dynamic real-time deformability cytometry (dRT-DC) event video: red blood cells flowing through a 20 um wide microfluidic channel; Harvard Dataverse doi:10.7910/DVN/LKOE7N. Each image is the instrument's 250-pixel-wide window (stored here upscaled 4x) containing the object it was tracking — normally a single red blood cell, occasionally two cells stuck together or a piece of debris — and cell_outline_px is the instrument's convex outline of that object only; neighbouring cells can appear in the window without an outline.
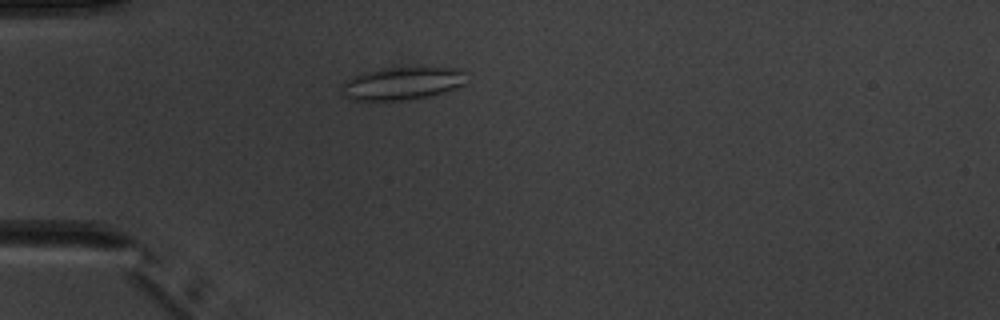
{"species": "common noctule bat (a hibernating species)", "species_latin": "Nyctalus noctula", "temperature_condition": "warm", "stored_images_in_passage": 1, "camera_frame_rate_fps": 3000, "um_per_image_px": 0.085, "animal": {"sex": "male", "body_mass_g": 20.1, "forearm_length_mm": 53.5}, "frame": {"image": 1, "passage_image": 1, "time_ms": 0.0, "image_size_px": [1000, 320], "cell_outline_px": [[464, 84], [444, 92], [432, 96], [408, 100], [352, 100], [344, 96], [340, 88], [340, 84], [352, 76], [364, 72], [384, 68], [456, 68], [464, 72]], "centroid_in_image_um": [34.12, 7.1], "position_along_channel_um": 50.9, "area_um2": 23.76}}